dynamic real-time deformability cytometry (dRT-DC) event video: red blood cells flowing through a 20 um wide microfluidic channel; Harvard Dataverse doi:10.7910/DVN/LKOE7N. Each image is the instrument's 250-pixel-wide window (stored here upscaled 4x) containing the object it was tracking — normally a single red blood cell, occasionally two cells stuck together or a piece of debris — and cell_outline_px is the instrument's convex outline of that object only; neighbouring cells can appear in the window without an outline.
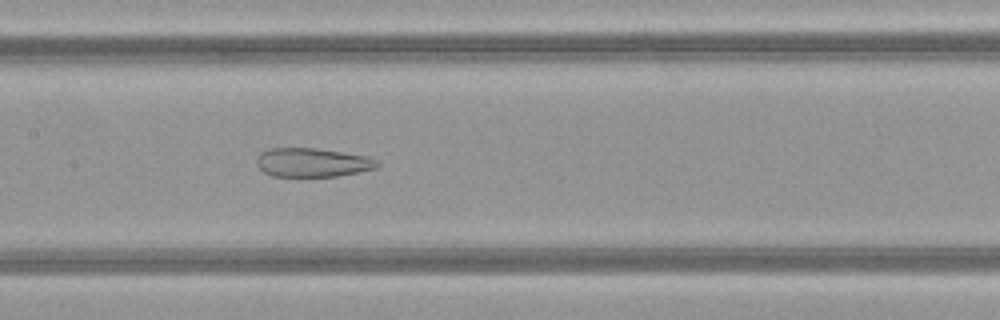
{"species": "common noctule bat (a hibernating species)", "species_latin": "Nyctalus noctula", "temperature_condition": "warm", "stored_images_in_passage": 42, "camera_frame_rate_fps": 3000, "um_per_image_px": 0.085, "animal": {"sex": "female", "body_mass_g": 21.9}, "frame": {"image": 1, "passage_image": 16, "time_ms": 5.0, "image_size_px": [1000, 320], "cell_outline_px": [[380, 168], [336, 176], [272, 176], [264, 172], [256, 164], [256, 160], [260, 152], [268, 148], [316, 148], [344, 152], [368, 156], [376, 160], [380, 164]], "centroid_in_image_um": [26.57, 13.8], "position_along_channel_um": 180.8, "area_um2": 20.46}}
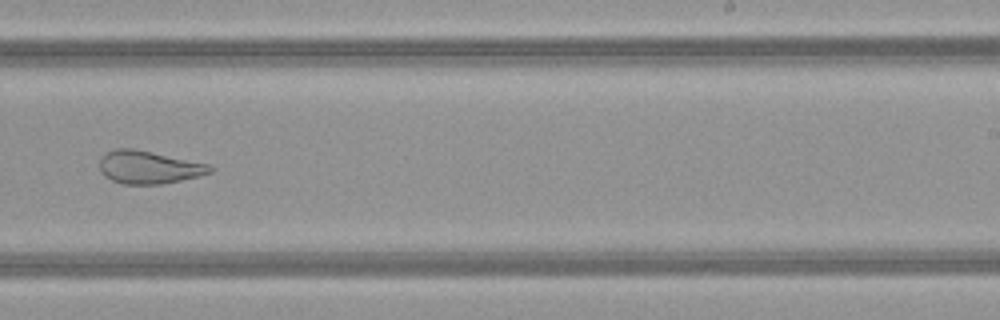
{"frame": {"image": 2, "passage_image": 23, "time_ms": 7.333, "image_size_px": [1000, 320], "cell_outline_px": [[216, 168], [212, 172], [180, 180], [160, 184], [124, 184], [112, 180], [104, 176], [100, 172], [100, 160], [108, 152], [116, 148], [136, 148], [212, 164]], "centroid_in_image_um": [12.69, 14.2], "position_along_channel_um": 276.3, "area_um2": 21.33}}
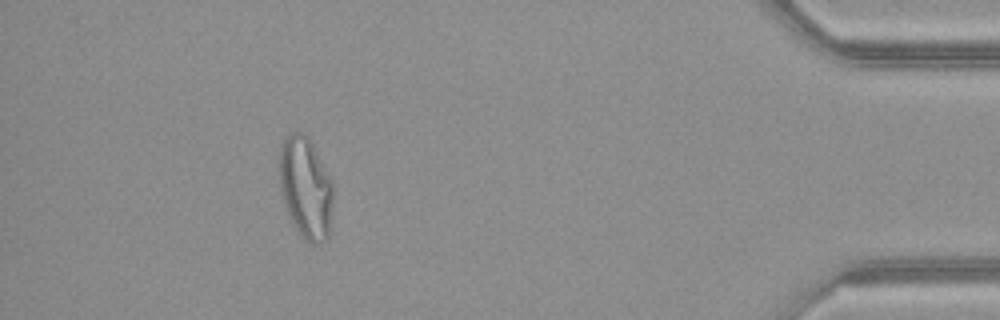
{"frame": {"image": 3, "passage_image": 37, "time_ms": 12.0, "image_size_px": [1000, 320], "cell_outline_px": [[332, 204], [328, 240], [320, 244], [312, 244], [304, 240], [296, 228], [288, 212], [280, 192], [276, 160], [276, 156], [280, 144], [284, 136], [292, 132], [300, 132], [308, 136], [332, 180]], "centroid_in_image_um": [25.93, 15.91], "position_along_channel_um": 409.3, "area_um2": 32.6}, "authors_computed_cell_mechanics": {"area_um2": 29.0445, "velocity_mm_per_s": 4.1116, "shape_relaxation_time_tau1_ms": null, "shape_relaxation_time_tau2_ms": 1.6656, "deformation_change_tau1": null, "deformation_change_tau2": 0.1035}}